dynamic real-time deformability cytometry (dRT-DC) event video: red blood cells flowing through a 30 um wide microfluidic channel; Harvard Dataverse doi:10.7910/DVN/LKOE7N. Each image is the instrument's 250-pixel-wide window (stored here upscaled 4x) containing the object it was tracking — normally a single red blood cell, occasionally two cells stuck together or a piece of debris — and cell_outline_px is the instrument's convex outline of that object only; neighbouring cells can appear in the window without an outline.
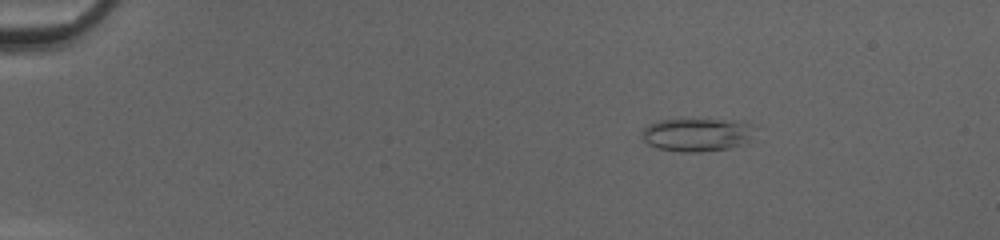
{"species": "common noctule bat (a hibernating species)", "species_latin": "Nyctalus noctula", "temperature_condition": "cold", "stored_images_in_passage": 51, "camera_frame_rate_fps": 3000, "um_per_image_px": 0.085, "animal": {"sex": "female", "body_mass_g": 20.0, "forearm_length_mm": 54.0}, "frame": {"image": 1, "passage_image": 9, "time_ms": 2.667, "image_size_px": [1000, 240], "cell_outline_px": [[752, 124], [748, 136], [740, 144], [728, 148], [700, 152], [680, 152], [656, 148], [648, 144], [644, 140], [640, 132], [648, 124], [660, 120], [744, 120]], "centroid_in_image_um": [59.14, 11.44], "position_along_channel_um": 25.9, "area_um2": 21.44}}
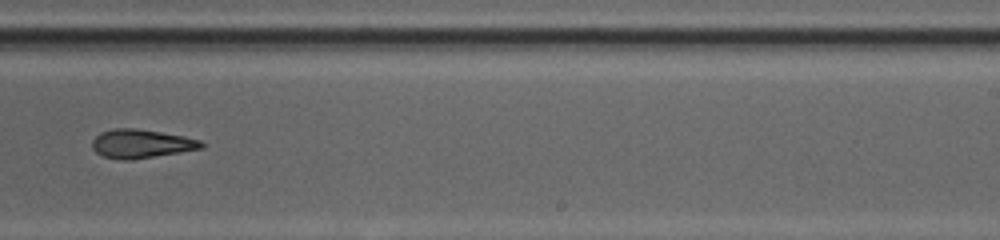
{"frame": {"image": 2, "passage_image": 34, "time_ms": 11.0, "image_size_px": [1000, 240], "cell_outline_px": [[204, 148], [132, 160], [124, 160], [100, 156], [92, 148], [92, 140], [100, 132], [116, 128], [136, 128], [184, 136], [200, 140], [204, 144]], "centroid_in_image_um": [11.98, 12.22], "position_along_channel_um": 277.0, "area_um2": 18.32}}
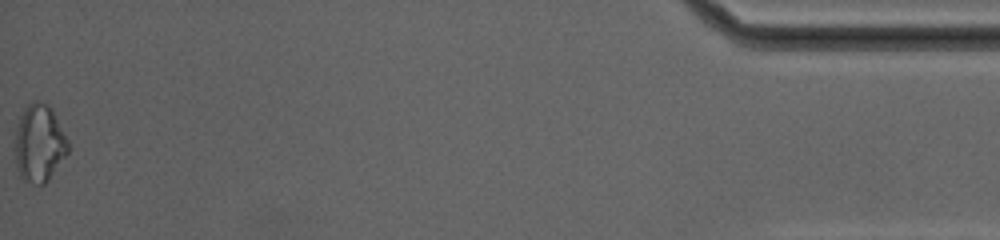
{"frame": {"image": 3, "passage_image": 51, "time_ms": 16.667, "image_size_px": [1000, 240], "cell_outline_px": [[68, 152], [48, 180], [44, 184], [32, 184], [24, 180], [20, 176], [16, 164], [16, 128], [20, 116], [24, 108], [32, 100], [40, 100], [48, 104], [52, 108], [68, 140]], "centroid_in_image_um": [3.34, 12.15], "position_along_channel_um": 431.9, "area_um2": 23.93}}